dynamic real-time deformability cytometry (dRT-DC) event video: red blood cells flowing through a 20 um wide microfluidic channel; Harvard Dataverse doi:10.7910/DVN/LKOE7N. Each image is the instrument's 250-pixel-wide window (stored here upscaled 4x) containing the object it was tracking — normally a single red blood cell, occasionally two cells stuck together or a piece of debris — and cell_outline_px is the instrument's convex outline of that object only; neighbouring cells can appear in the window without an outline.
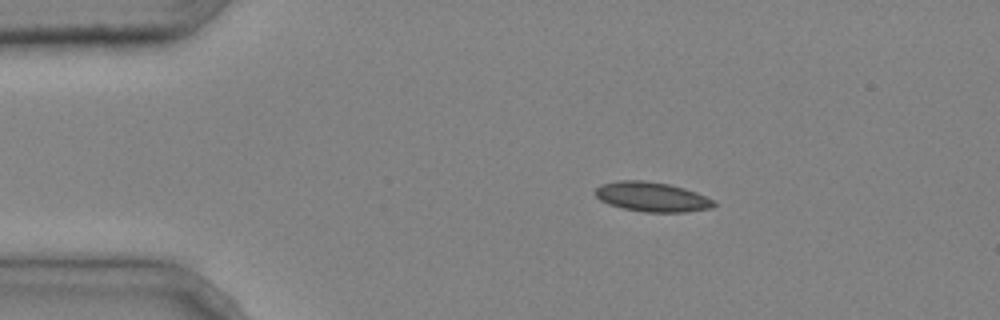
{"species": "common noctule bat (a hibernating species)", "species_latin": "Nyctalus noctula", "temperature_condition": "cold", "stored_images_in_passage": 2, "camera_frame_rate_fps": 3000, "um_per_image_px": 0.085, "animal": {"sex": "male", "body_mass_g": 20.4}, "frame": {"image": 1, "passage_image": 2, "time_ms": 0.333, "image_size_px": [1000, 320], "cell_outline_px": [[716, 204], [712, 208], [684, 212], [644, 212], [624, 208], [608, 204], [600, 200], [596, 196], [596, 188], [600, 184], [620, 180], [644, 180], [668, 184], [684, 188], [696, 192], [712, 200]], "centroid_in_image_um": [55.39, 16.73], "position_along_channel_um": 29.6, "area_um2": 20.35}}